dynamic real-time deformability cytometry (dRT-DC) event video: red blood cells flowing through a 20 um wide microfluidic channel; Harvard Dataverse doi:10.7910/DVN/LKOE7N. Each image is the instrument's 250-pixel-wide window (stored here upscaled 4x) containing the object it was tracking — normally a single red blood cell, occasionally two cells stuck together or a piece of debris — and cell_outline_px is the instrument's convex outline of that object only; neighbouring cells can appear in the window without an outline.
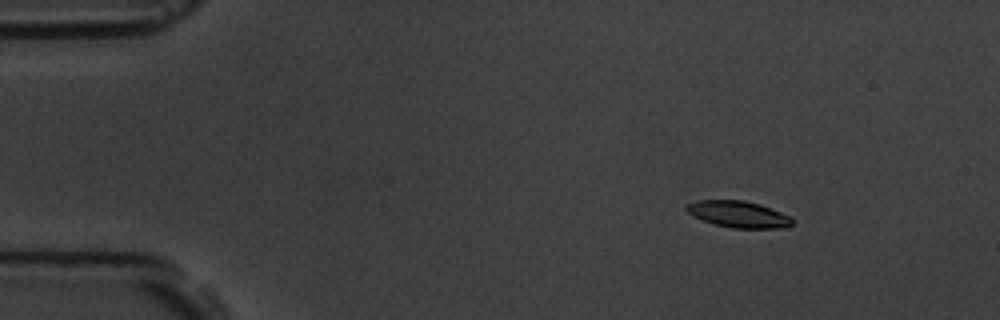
{"species": "common noctule bat (a hibernating species)", "species_latin": "Nyctalus noctula", "temperature_condition": "room temperature", "stored_images_in_passage": 5, "camera_frame_rate_fps": 3000, "um_per_image_px": 0.085, "animal": {"sex": "male", "body_mass_g": 19.5, "forearm_length_mm": 54.6}, "frame": {"image": 1, "passage_image": 3, "time_ms": 2.333, "image_size_px": [1000, 320], "cell_outline_px": [[796, 220], [788, 228], [732, 228], [716, 224], [692, 216], [684, 208], [688, 204], [696, 200], [744, 200], [760, 204], [792, 216]], "centroid_in_image_um": [62.83, 18.21], "position_along_channel_um": 22.2, "area_um2": 16.53}}
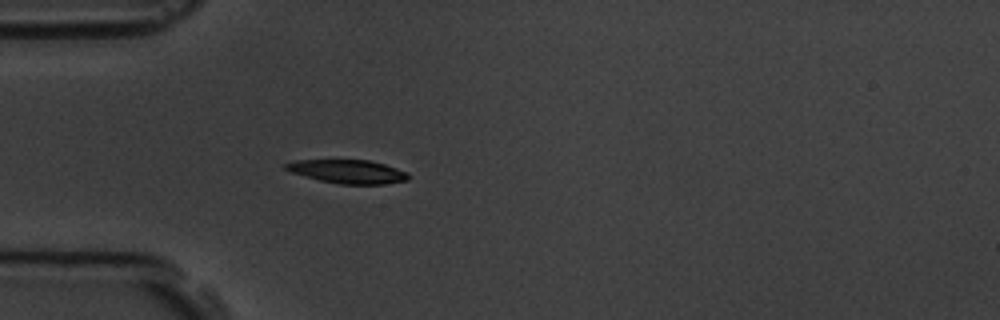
{"frame": {"image": 2, "passage_image": 5, "time_ms": 5.333, "image_size_px": [1000, 320], "cell_outline_px": [[408, 180], [384, 184], [340, 184], [320, 180], [292, 172], [284, 168], [284, 164], [296, 160], [368, 160], [384, 164], [408, 172]], "centroid_in_image_um": [29.58, 14.58], "position_along_channel_um": 55.4, "area_um2": 16.65}}